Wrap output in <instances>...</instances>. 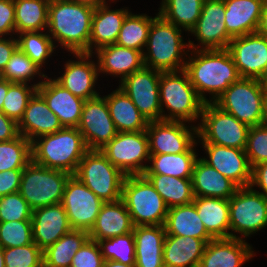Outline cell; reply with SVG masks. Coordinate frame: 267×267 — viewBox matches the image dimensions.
Returning <instances> with one entry per match:
<instances>
[{"mask_svg": "<svg viewBox=\"0 0 267 267\" xmlns=\"http://www.w3.org/2000/svg\"><path fill=\"white\" fill-rule=\"evenodd\" d=\"M195 144L187 151L178 154H150L144 174H161L178 178H191L197 158Z\"/></svg>", "mask_w": 267, "mask_h": 267, "instance_id": "obj_35", "label": "cell"}, {"mask_svg": "<svg viewBox=\"0 0 267 267\" xmlns=\"http://www.w3.org/2000/svg\"><path fill=\"white\" fill-rule=\"evenodd\" d=\"M104 260L135 265V241L133 232L98 241Z\"/></svg>", "mask_w": 267, "mask_h": 267, "instance_id": "obj_44", "label": "cell"}, {"mask_svg": "<svg viewBox=\"0 0 267 267\" xmlns=\"http://www.w3.org/2000/svg\"><path fill=\"white\" fill-rule=\"evenodd\" d=\"M164 227L166 235L189 236L206 243L214 239L205 229L193 203L169 208Z\"/></svg>", "mask_w": 267, "mask_h": 267, "instance_id": "obj_34", "label": "cell"}, {"mask_svg": "<svg viewBox=\"0 0 267 267\" xmlns=\"http://www.w3.org/2000/svg\"><path fill=\"white\" fill-rule=\"evenodd\" d=\"M194 57L186 61L185 71L199 97L205 102H213L241 77L227 49H196ZM213 95L210 101L204 96Z\"/></svg>", "mask_w": 267, "mask_h": 267, "instance_id": "obj_1", "label": "cell"}, {"mask_svg": "<svg viewBox=\"0 0 267 267\" xmlns=\"http://www.w3.org/2000/svg\"><path fill=\"white\" fill-rule=\"evenodd\" d=\"M190 32L197 37V40L203 46L197 48L189 40V48L192 50L227 49L233 37L226 29L224 1L205 0L196 26Z\"/></svg>", "mask_w": 267, "mask_h": 267, "instance_id": "obj_18", "label": "cell"}, {"mask_svg": "<svg viewBox=\"0 0 267 267\" xmlns=\"http://www.w3.org/2000/svg\"><path fill=\"white\" fill-rule=\"evenodd\" d=\"M230 230L249 237L267 226V198L253 187H239L229 199Z\"/></svg>", "mask_w": 267, "mask_h": 267, "instance_id": "obj_12", "label": "cell"}, {"mask_svg": "<svg viewBox=\"0 0 267 267\" xmlns=\"http://www.w3.org/2000/svg\"><path fill=\"white\" fill-rule=\"evenodd\" d=\"M88 151L78 128L63 127L31 142L32 160L35 163L70 175L76 173L79 162Z\"/></svg>", "mask_w": 267, "mask_h": 267, "instance_id": "obj_3", "label": "cell"}, {"mask_svg": "<svg viewBox=\"0 0 267 267\" xmlns=\"http://www.w3.org/2000/svg\"><path fill=\"white\" fill-rule=\"evenodd\" d=\"M265 123H267V90L265 91Z\"/></svg>", "mask_w": 267, "mask_h": 267, "instance_id": "obj_62", "label": "cell"}, {"mask_svg": "<svg viewBox=\"0 0 267 267\" xmlns=\"http://www.w3.org/2000/svg\"><path fill=\"white\" fill-rule=\"evenodd\" d=\"M0 267H5L4 263V248L0 246Z\"/></svg>", "mask_w": 267, "mask_h": 267, "instance_id": "obj_60", "label": "cell"}, {"mask_svg": "<svg viewBox=\"0 0 267 267\" xmlns=\"http://www.w3.org/2000/svg\"><path fill=\"white\" fill-rule=\"evenodd\" d=\"M31 160V142L24 136L0 142V172L24 169Z\"/></svg>", "mask_w": 267, "mask_h": 267, "instance_id": "obj_41", "label": "cell"}, {"mask_svg": "<svg viewBox=\"0 0 267 267\" xmlns=\"http://www.w3.org/2000/svg\"><path fill=\"white\" fill-rule=\"evenodd\" d=\"M68 1L77 2L79 4H85L93 8H98L99 6L107 3L106 0H68Z\"/></svg>", "mask_w": 267, "mask_h": 267, "instance_id": "obj_58", "label": "cell"}, {"mask_svg": "<svg viewBox=\"0 0 267 267\" xmlns=\"http://www.w3.org/2000/svg\"><path fill=\"white\" fill-rule=\"evenodd\" d=\"M18 48L17 39H4L0 36V71L2 72L10 60L12 54Z\"/></svg>", "mask_w": 267, "mask_h": 267, "instance_id": "obj_55", "label": "cell"}, {"mask_svg": "<svg viewBox=\"0 0 267 267\" xmlns=\"http://www.w3.org/2000/svg\"><path fill=\"white\" fill-rule=\"evenodd\" d=\"M79 61H68L65 64V72L55 79L73 95L88 100L99 95L93 87L99 75L98 65L89 61L92 53H73ZM88 60V61H86Z\"/></svg>", "mask_w": 267, "mask_h": 267, "instance_id": "obj_22", "label": "cell"}, {"mask_svg": "<svg viewBox=\"0 0 267 267\" xmlns=\"http://www.w3.org/2000/svg\"><path fill=\"white\" fill-rule=\"evenodd\" d=\"M52 39L50 34L41 31L23 32L17 38L18 48L41 68L56 48Z\"/></svg>", "mask_w": 267, "mask_h": 267, "instance_id": "obj_42", "label": "cell"}, {"mask_svg": "<svg viewBox=\"0 0 267 267\" xmlns=\"http://www.w3.org/2000/svg\"><path fill=\"white\" fill-rule=\"evenodd\" d=\"M19 135L18 123L0 111V142L13 140Z\"/></svg>", "mask_w": 267, "mask_h": 267, "instance_id": "obj_53", "label": "cell"}, {"mask_svg": "<svg viewBox=\"0 0 267 267\" xmlns=\"http://www.w3.org/2000/svg\"><path fill=\"white\" fill-rule=\"evenodd\" d=\"M202 146L209 158L208 160L202 158L204 162L232 180L239 187L250 186L252 167L245 150L216 144H203Z\"/></svg>", "mask_w": 267, "mask_h": 267, "instance_id": "obj_19", "label": "cell"}, {"mask_svg": "<svg viewBox=\"0 0 267 267\" xmlns=\"http://www.w3.org/2000/svg\"><path fill=\"white\" fill-rule=\"evenodd\" d=\"M205 0H163L159 14L178 28L190 32L201 15ZM180 26V27H179Z\"/></svg>", "mask_w": 267, "mask_h": 267, "instance_id": "obj_39", "label": "cell"}, {"mask_svg": "<svg viewBox=\"0 0 267 267\" xmlns=\"http://www.w3.org/2000/svg\"><path fill=\"white\" fill-rule=\"evenodd\" d=\"M32 213L19 192L0 197V222L32 220Z\"/></svg>", "mask_w": 267, "mask_h": 267, "instance_id": "obj_48", "label": "cell"}, {"mask_svg": "<svg viewBox=\"0 0 267 267\" xmlns=\"http://www.w3.org/2000/svg\"><path fill=\"white\" fill-rule=\"evenodd\" d=\"M61 204L71 228L89 232L104 202L76 176L71 175L65 184Z\"/></svg>", "mask_w": 267, "mask_h": 267, "instance_id": "obj_14", "label": "cell"}, {"mask_svg": "<svg viewBox=\"0 0 267 267\" xmlns=\"http://www.w3.org/2000/svg\"><path fill=\"white\" fill-rule=\"evenodd\" d=\"M179 73L180 75H178ZM159 97L162 120L164 121H182L186 123L199 120L205 104L191 84L185 70L160 71ZM164 106L170 111L168 115L163 114Z\"/></svg>", "mask_w": 267, "mask_h": 267, "instance_id": "obj_5", "label": "cell"}, {"mask_svg": "<svg viewBox=\"0 0 267 267\" xmlns=\"http://www.w3.org/2000/svg\"><path fill=\"white\" fill-rule=\"evenodd\" d=\"M128 14V9L109 10L106 4L95 8L92 16L89 53H94L93 45L97 50L100 47L115 44Z\"/></svg>", "mask_w": 267, "mask_h": 267, "instance_id": "obj_32", "label": "cell"}, {"mask_svg": "<svg viewBox=\"0 0 267 267\" xmlns=\"http://www.w3.org/2000/svg\"><path fill=\"white\" fill-rule=\"evenodd\" d=\"M2 79V72L0 71V80Z\"/></svg>", "mask_w": 267, "mask_h": 267, "instance_id": "obj_63", "label": "cell"}, {"mask_svg": "<svg viewBox=\"0 0 267 267\" xmlns=\"http://www.w3.org/2000/svg\"><path fill=\"white\" fill-rule=\"evenodd\" d=\"M103 262L98 242L88 239L72 258L71 267H102Z\"/></svg>", "mask_w": 267, "mask_h": 267, "instance_id": "obj_50", "label": "cell"}, {"mask_svg": "<svg viewBox=\"0 0 267 267\" xmlns=\"http://www.w3.org/2000/svg\"><path fill=\"white\" fill-rule=\"evenodd\" d=\"M23 169L0 172V197L19 192Z\"/></svg>", "mask_w": 267, "mask_h": 267, "instance_id": "obj_52", "label": "cell"}, {"mask_svg": "<svg viewBox=\"0 0 267 267\" xmlns=\"http://www.w3.org/2000/svg\"><path fill=\"white\" fill-rule=\"evenodd\" d=\"M99 151L126 176L143 175L148 165H143L142 162L149 161L150 158L146 130L117 132V135Z\"/></svg>", "mask_w": 267, "mask_h": 267, "instance_id": "obj_11", "label": "cell"}, {"mask_svg": "<svg viewBox=\"0 0 267 267\" xmlns=\"http://www.w3.org/2000/svg\"><path fill=\"white\" fill-rule=\"evenodd\" d=\"M104 97L117 132L129 133L147 129V119L121 88Z\"/></svg>", "mask_w": 267, "mask_h": 267, "instance_id": "obj_33", "label": "cell"}, {"mask_svg": "<svg viewBox=\"0 0 267 267\" xmlns=\"http://www.w3.org/2000/svg\"><path fill=\"white\" fill-rule=\"evenodd\" d=\"M49 0H14L15 33L47 29Z\"/></svg>", "mask_w": 267, "mask_h": 267, "instance_id": "obj_38", "label": "cell"}, {"mask_svg": "<svg viewBox=\"0 0 267 267\" xmlns=\"http://www.w3.org/2000/svg\"><path fill=\"white\" fill-rule=\"evenodd\" d=\"M104 203L121 200L126 175L99 150H89L74 174Z\"/></svg>", "mask_w": 267, "mask_h": 267, "instance_id": "obj_9", "label": "cell"}, {"mask_svg": "<svg viewBox=\"0 0 267 267\" xmlns=\"http://www.w3.org/2000/svg\"><path fill=\"white\" fill-rule=\"evenodd\" d=\"M206 242L189 236L166 235L163 248L165 267H198Z\"/></svg>", "mask_w": 267, "mask_h": 267, "instance_id": "obj_31", "label": "cell"}, {"mask_svg": "<svg viewBox=\"0 0 267 267\" xmlns=\"http://www.w3.org/2000/svg\"><path fill=\"white\" fill-rule=\"evenodd\" d=\"M197 137L202 144H216L245 150L249 126L221 110L213 102L204 104Z\"/></svg>", "mask_w": 267, "mask_h": 267, "instance_id": "obj_10", "label": "cell"}, {"mask_svg": "<svg viewBox=\"0 0 267 267\" xmlns=\"http://www.w3.org/2000/svg\"><path fill=\"white\" fill-rule=\"evenodd\" d=\"M71 230L67 213L61 203L33 210V241L42 251Z\"/></svg>", "mask_w": 267, "mask_h": 267, "instance_id": "obj_21", "label": "cell"}, {"mask_svg": "<svg viewBox=\"0 0 267 267\" xmlns=\"http://www.w3.org/2000/svg\"><path fill=\"white\" fill-rule=\"evenodd\" d=\"M241 78L261 80L267 72V37L258 32L234 37L227 47Z\"/></svg>", "mask_w": 267, "mask_h": 267, "instance_id": "obj_16", "label": "cell"}, {"mask_svg": "<svg viewBox=\"0 0 267 267\" xmlns=\"http://www.w3.org/2000/svg\"><path fill=\"white\" fill-rule=\"evenodd\" d=\"M161 195L168 208L193 202L191 178H178L161 174H143Z\"/></svg>", "mask_w": 267, "mask_h": 267, "instance_id": "obj_36", "label": "cell"}, {"mask_svg": "<svg viewBox=\"0 0 267 267\" xmlns=\"http://www.w3.org/2000/svg\"><path fill=\"white\" fill-rule=\"evenodd\" d=\"M227 32L234 38L257 32L266 0H223Z\"/></svg>", "mask_w": 267, "mask_h": 267, "instance_id": "obj_28", "label": "cell"}, {"mask_svg": "<svg viewBox=\"0 0 267 267\" xmlns=\"http://www.w3.org/2000/svg\"><path fill=\"white\" fill-rule=\"evenodd\" d=\"M14 0H0V36L15 33Z\"/></svg>", "mask_w": 267, "mask_h": 267, "instance_id": "obj_51", "label": "cell"}, {"mask_svg": "<svg viewBox=\"0 0 267 267\" xmlns=\"http://www.w3.org/2000/svg\"><path fill=\"white\" fill-rule=\"evenodd\" d=\"M77 128L89 150L102 149L117 135L105 97L98 95L84 101Z\"/></svg>", "mask_w": 267, "mask_h": 267, "instance_id": "obj_15", "label": "cell"}, {"mask_svg": "<svg viewBox=\"0 0 267 267\" xmlns=\"http://www.w3.org/2000/svg\"><path fill=\"white\" fill-rule=\"evenodd\" d=\"M37 92L43 97L49 109L58 117L65 128H77L84 101L65 89L55 79H46L37 87Z\"/></svg>", "mask_w": 267, "mask_h": 267, "instance_id": "obj_20", "label": "cell"}, {"mask_svg": "<svg viewBox=\"0 0 267 267\" xmlns=\"http://www.w3.org/2000/svg\"><path fill=\"white\" fill-rule=\"evenodd\" d=\"M257 32L267 37V0L264 3Z\"/></svg>", "mask_w": 267, "mask_h": 267, "instance_id": "obj_56", "label": "cell"}, {"mask_svg": "<svg viewBox=\"0 0 267 267\" xmlns=\"http://www.w3.org/2000/svg\"><path fill=\"white\" fill-rule=\"evenodd\" d=\"M259 186L263 192H259L267 198V162L252 167L251 187Z\"/></svg>", "mask_w": 267, "mask_h": 267, "instance_id": "obj_54", "label": "cell"}, {"mask_svg": "<svg viewBox=\"0 0 267 267\" xmlns=\"http://www.w3.org/2000/svg\"><path fill=\"white\" fill-rule=\"evenodd\" d=\"M32 242V220L0 222L1 247H22Z\"/></svg>", "mask_w": 267, "mask_h": 267, "instance_id": "obj_46", "label": "cell"}, {"mask_svg": "<svg viewBox=\"0 0 267 267\" xmlns=\"http://www.w3.org/2000/svg\"><path fill=\"white\" fill-rule=\"evenodd\" d=\"M125 203L134 226L164 225L168 206L144 175H127L122 186Z\"/></svg>", "mask_w": 267, "mask_h": 267, "instance_id": "obj_6", "label": "cell"}, {"mask_svg": "<svg viewBox=\"0 0 267 267\" xmlns=\"http://www.w3.org/2000/svg\"><path fill=\"white\" fill-rule=\"evenodd\" d=\"M181 29L168 22L159 13L153 18L146 43L147 53L143 52L144 66L161 71H181L185 69L184 48ZM182 51L184 52L182 54Z\"/></svg>", "mask_w": 267, "mask_h": 267, "instance_id": "obj_4", "label": "cell"}, {"mask_svg": "<svg viewBox=\"0 0 267 267\" xmlns=\"http://www.w3.org/2000/svg\"><path fill=\"white\" fill-rule=\"evenodd\" d=\"M99 73L120 75L122 81L144 66L143 53L139 50L110 44L96 50Z\"/></svg>", "mask_w": 267, "mask_h": 267, "instance_id": "obj_29", "label": "cell"}, {"mask_svg": "<svg viewBox=\"0 0 267 267\" xmlns=\"http://www.w3.org/2000/svg\"><path fill=\"white\" fill-rule=\"evenodd\" d=\"M42 81L28 86L26 83H11L8 81V93L4 98L2 112L17 123L22 118L30 98L37 91Z\"/></svg>", "mask_w": 267, "mask_h": 267, "instance_id": "obj_43", "label": "cell"}, {"mask_svg": "<svg viewBox=\"0 0 267 267\" xmlns=\"http://www.w3.org/2000/svg\"><path fill=\"white\" fill-rule=\"evenodd\" d=\"M95 8L68 0L50 1L47 29L71 53H89L92 16Z\"/></svg>", "mask_w": 267, "mask_h": 267, "instance_id": "obj_2", "label": "cell"}, {"mask_svg": "<svg viewBox=\"0 0 267 267\" xmlns=\"http://www.w3.org/2000/svg\"><path fill=\"white\" fill-rule=\"evenodd\" d=\"M7 93H8V80L1 79L0 80V111H2L3 101Z\"/></svg>", "mask_w": 267, "mask_h": 267, "instance_id": "obj_57", "label": "cell"}, {"mask_svg": "<svg viewBox=\"0 0 267 267\" xmlns=\"http://www.w3.org/2000/svg\"><path fill=\"white\" fill-rule=\"evenodd\" d=\"M88 239V231L72 229L43 250V267H71L72 258Z\"/></svg>", "mask_w": 267, "mask_h": 267, "instance_id": "obj_37", "label": "cell"}, {"mask_svg": "<svg viewBox=\"0 0 267 267\" xmlns=\"http://www.w3.org/2000/svg\"><path fill=\"white\" fill-rule=\"evenodd\" d=\"M40 67L37 66L25 53L19 48L12 54L6 67L2 71V79L8 80L11 83H26L30 81L34 75L39 74L43 78L48 76L41 74Z\"/></svg>", "mask_w": 267, "mask_h": 267, "instance_id": "obj_45", "label": "cell"}, {"mask_svg": "<svg viewBox=\"0 0 267 267\" xmlns=\"http://www.w3.org/2000/svg\"><path fill=\"white\" fill-rule=\"evenodd\" d=\"M245 153L251 167L267 162V123L249 128Z\"/></svg>", "mask_w": 267, "mask_h": 267, "instance_id": "obj_49", "label": "cell"}, {"mask_svg": "<svg viewBox=\"0 0 267 267\" xmlns=\"http://www.w3.org/2000/svg\"><path fill=\"white\" fill-rule=\"evenodd\" d=\"M261 81H262V84H263V88L265 90H267V72H266L265 76L261 79Z\"/></svg>", "mask_w": 267, "mask_h": 267, "instance_id": "obj_61", "label": "cell"}, {"mask_svg": "<svg viewBox=\"0 0 267 267\" xmlns=\"http://www.w3.org/2000/svg\"><path fill=\"white\" fill-rule=\"evenodd\" d=\"M265 91L261 80L240 78L214 104L249 127L261 125L265 123Z\"/></svg>", "mask_w": 267, "mask_h": 267, "instance_id": "obj_7", "label": "cell"}, {"mask_svg": "<svg viewBox=\"0 0 267 267\" xmlns=\"http://www.w3.org/2000/svg\"><path fill=\"white\" fill-rule=\"evenodd\" d=\"M102 267H135V265H126L113 260H104Z\"/></svg>", "mask_w": 267, "mask_h": 267, "instance_id": "obj_59", "label": "cell"}, {"mask_svg": "<svg viewBox=\"0 0 267 267\" xmlns=\"http://www.w3.org/2000/svg\"><path fill=\"white\" fill-rule=\"evenodd\" d=\"M5 267H43V251L34 243L4 248Z\"/></svg>", "mask_w": 267, "mask_h": 267, "instance_id": "obj_47", "label": "cell"}, {"mask_svg": "<svg viewBox=\"0 0 267 267\" xmlns=\"http://www.w3.org/2000/svg\"><path fill=\"white\" fill-rule=\"evenodd\" d=\"M254 251L240 238H217L207 242L198 267H240Z\"/></svg>", "mask_w": 267, "mask_h": 267, "instance_id": "obj_23", "label": "cell"}, {"mask_svg": "<svg viewBox=\"0 0 267 267\" xmlns=\"http://www.w3.org/2000/svg\"><path fill=\"white\" fill-rule=\"evenodd\" d=\"M152 21L153 18L146 14L129 13L122 24L115 44L143 53Z\"/></svg>", "mask_w": 267, "mask_h": 267, "instance_id": "obj_40", "label": "cell"}, {"mask_svg": "<svg viewBox=\"0 0 267 267\" xmlns=\"http://www.w3.org/2000/svg\"><path fill=\"white\" fill-rule=\"evenodd\" d=\"M194 197H215L229 200L239 186L209 166L202 158L196 160L191 177Z\"/></svg>", "mask_w": 267, "mask_h": 267, "instance_id": "obj_27", "label": "cell"}, {"mask_svg": "<svg viewBox=\"0 0 267 267\" xmlns=\"http://www.w3.org/2000/svg\"><path fill=\"white\" fill-rule=\"evenodd\" d=\"M134 225L122 200L102 205L95 224L88 232L89 239L100 241L133 232Z\"/></svg>", "mask_w": 267, "mask_h": 267, "instance_id": "obj_25", "label": "cell"}, {"mask_svg": "<svg viewBox=\"0 0 267 267\" xmlns=\"http://www.w3.org/2000/svg\"><path fill=\"white\" fill-rule=\"evenodd\" d=\"M159 80L160 71L143 66L119 85L148 122L162 120Z\"/></svg>", "mask_w": 267, "mask_h": 267, "instance_id": "obj_13", "label": "cell"}, {"mask_svg": "<svg viewBox=\"0 0 267 267\" xmlns=\"http://www.w3.org/2000/svg\"><path fill=\"white\" fill-rule=\"evenodd\" d=\"M207 232L214 238H240L230 230L229 200L215 197H194L192 202Z\"/></svg>", "mask_w": 267, "mask_h": 267, "instance_id": "obj_30", "label": "cell"}, {"mask_svg": "<svg viewBox=\"0 0 267 267\" xmlns=\"http://www.w3.org/2000/svg\"><path fill=\"white\" fill-rule=\"evenodd\" d=\"M62 128L58 117L49 109L43 97L36 91L18 122L19 134L32 142L37 137L55 133Z\"/></svg>", "mask_w": 267, "mask_h": 267, "instance_id": "obj_24", "label": "cell"}, {"mask_svg": "<svg viewBox=\"0 0 267 267\" xmlns=\"http://www.w3.org/2000/svg\"><path fill=\"white\" fill-rule=\"evenodd\" d=\"M135 267H165L163 248L164 225L134 226Z\"/></svg>", "mask_w": 267, "mask_h": 267, "instance_id": "obj_26", "label": "cell"}, {"mask_svg": "<svg viewBox=\"0 0 267 267\" xmlns=\"http://www.w3.org/2000/svg\"><path fill=\"white\" fill-rule=\"evenodd\" d=\"M185 125L182 121L148 122L146 133L149 154L183 153L197 144L194 139L197 137V126L190 129L189 126Z\"/></svg>", "mask_w": 267, "mask_h": 267, "instance_id": "obj_17", "label": "cell"}, {"mask_svg": "<svg viewBox=\"0 0 267 267\" xmlns=\"http://www.w3.org/2000/svg\"><path fill=\"white\" fill-rule=\"evenodd\" d=\"M70 176L67 172L47 168L31 160L23 169L19 193L32 210L61 203Z\"/></svg>", "mask_w": 267, "mask_h": 267, "instance_id": "obj_8", "label": "cell"}]
</instances>
